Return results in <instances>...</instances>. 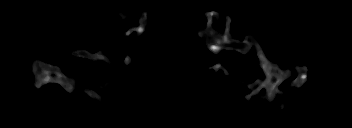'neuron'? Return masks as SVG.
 I'll return each instance as SVG.
<instances>
[{"label": "neuron", "mask_w": 352, "mask_h": 128, "mask_svg": "<svg viewBox=\"0 0 352 128\" xmlns=\"http://www.w3.org/2000/svg\"><path fill=\"white\" fill-rule=\"evenodd\" d=\"M148 13L144 12L140 18H138L139 25L137 27H132L130 28L129 31L125 33L126 37H129L133 31L137 32V36H140L145 28H146V18H147ZM206 15L208 16L207 18V30L200 31L199 35L202 39L206 40V45L207 48L212 51L214 54H217L221 49H232V50H237V52H240L242 54H245L250 51L251 45L255 46L257 49V56L260 59L259 60V65L262 67L266 80L264 82H260L261 79L258 78L254 83L250 84L248 87L252 89L255 85L260 83L259 87L252 91L251 93L245 95L246 99H250L253 95L257 94L262 88L266 89V94H261L260 98L264 99L266 98L269 102L273 100L274 98V93H279L278 86L287 79L289 76L288 74L285 75V72H282L277 64L270 63L267 59L265 54L262 51V48L259 46L258 42L256 40L252 41V44L247 41V36L244 35L242 40H236L232 38V34L229 32L230 30V22H231V17L226 16V24L224 28V35H218V33H214V30L211 28V23L213 21L214 15L218 19L220 17V13L216 11H211L207 12ZM213 41V42H211ZM72 55L76 57H83L89 60H96V59H104L103 55H97V54H91L88 51L84 50H74L72 52ZM131 62L130 56H127L125 59V63L129 64ZM36 68L33 70L35 76V83L34 86L38 89H41V87L45 84H48L50 82L52 83H59L64 87V89L68 92L71 93L75 89L74 84H72V80L69 79V77H66L61 68H58L53 65H49L45 62L42 61H37L34 63ZM215 69L214 74H217V71L222 68L221 63H217L213 67ZM40 70L44 72V74H40ZM296 73H298V77L291 83L290 87L297 86L299 88L306 82V77H307V72L308 68L307 67H296ZM51 72L55 73L57 76L55 78L51 77ZM273 79H275V82H273ZM84 92L88 95L91 96L92 99H95L93 91L89 89H85Z\"/></svg>", "instance_id": "obj_1"}]
</instances>
